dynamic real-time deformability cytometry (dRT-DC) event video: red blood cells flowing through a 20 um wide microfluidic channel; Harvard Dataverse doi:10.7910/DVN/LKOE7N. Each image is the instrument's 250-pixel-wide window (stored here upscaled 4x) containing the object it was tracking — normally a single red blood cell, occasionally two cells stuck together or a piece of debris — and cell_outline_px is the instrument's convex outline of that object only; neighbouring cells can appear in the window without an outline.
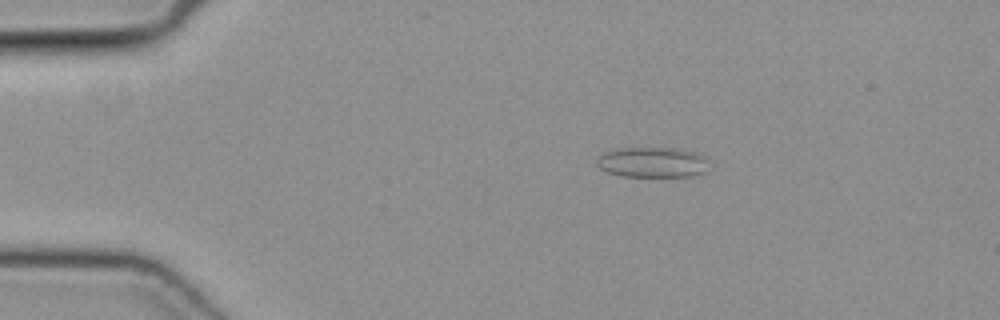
{"species": "common noctule bat (a hibernating species)", "species_latin": "Nyctalus noctula", "temperature_condition": "cold", "stored_images_in_passage": 48, "camera_frame_rate_fps": 3000, "um_per_image_px": 0.085, "animal": {"sex": "female", "body_mass_g": 19.3, "forearm_length_mm": 54.1}, "frame": {"image": 1, "passage_image": 8, "time_ms": 2.333, "image_size_px": [1000, 320], "cell_outline_px": [[712, 160], [708, 172], [692, 176], [624, 176], [608, 172], [600, 168], [596, 164], [596, 160], [604, 152], [624, 148], [676, 148], [692, 152], [704, 156]], "centroid_in_image_um": [55.55, 13.8], "position_along_channel_um": 29.4, "area_um2": 20.0}}
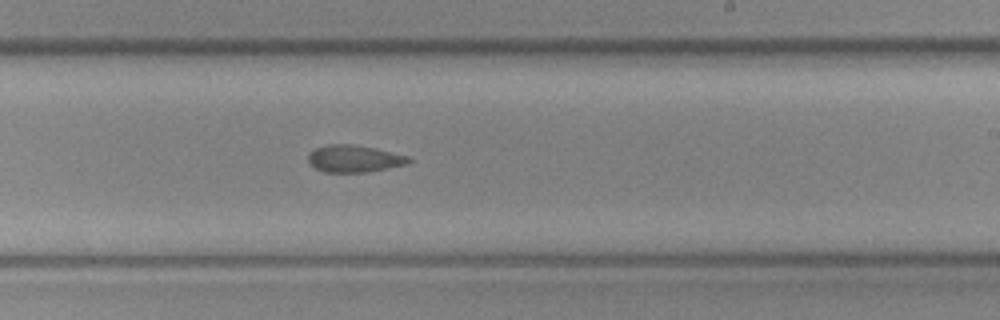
{"frame": {"image": 2, "passage_image": 29, "time_ms": 9.333, "image_size_px": [1000, 320], "cell_outline_px": [[412, 160], [408, 164], [368, 172], [324, 172], [308, 164], [308, 152], [316, 148], [328, 144], [352, 144], [376, 148], [408, 156]], "centroid_in_image_um": [30.09, 13.48], "position_along_channel_um": 258.9, "area_um2": 16.01}}
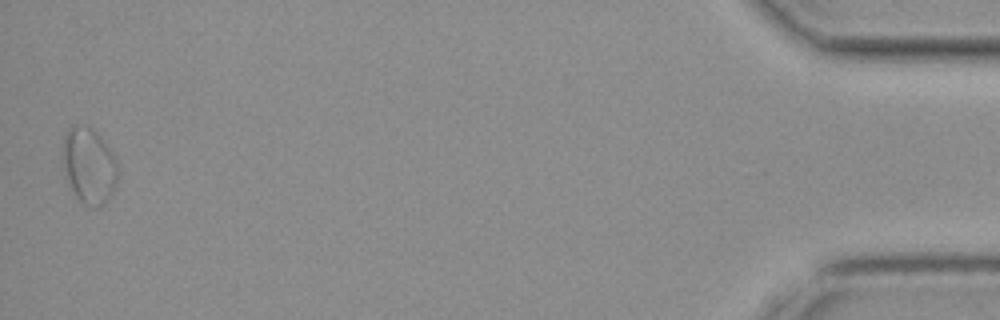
{"frame": {"image": 3, "passage_image": 48, "time_ms": 15.667, "image_size_px": [1000, 320], "cell_outline_px": [[116, 184], [112, 192], [100, 204], [84, 204], [76, 196], [72, 188], [60, 160], [60, 156], [64, 136], [68, 128], [92, 128], [100, 136], [116, 160]], "centroid_in_image_um": [7.51, 14.04], "position_along_channel_um": 427.7, "area_um2": 23.41}}